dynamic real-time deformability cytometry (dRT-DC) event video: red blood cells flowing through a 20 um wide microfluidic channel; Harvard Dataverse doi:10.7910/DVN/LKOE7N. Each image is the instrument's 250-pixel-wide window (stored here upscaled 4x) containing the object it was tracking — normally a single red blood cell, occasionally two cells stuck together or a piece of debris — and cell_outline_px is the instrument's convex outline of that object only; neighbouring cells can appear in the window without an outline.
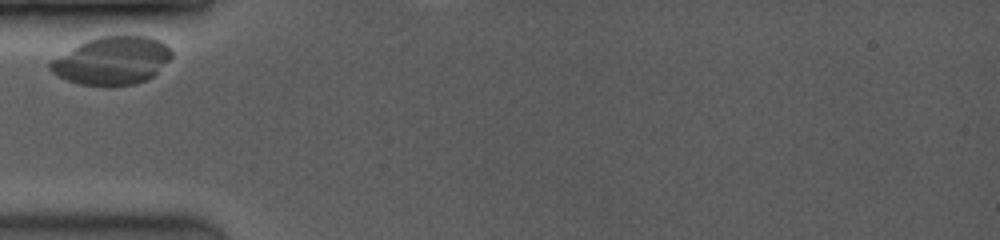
{"species": "common noctule bat (a hibernating species)", "species_latin": "Nyctalus noctula", "temperature_condition": "room temperature", "stored_images_in_passage": 3, "camera_frame_rate_fps": 3500, "um_per_image_px": 0.085, "animal": {"sex": "female", "body_mass_g": 19.0, "forearm_length_mm": 53.3}, "frame": {"image": 1, "passage_image": 1, "time_ms": 0.0, "image_size_px": [1000, 240], "cell_outline_px": [[172, 56], [152, 76], [144, 80], [132, 84], [80, 84], [68, 80], [52, 72], [48, 68], [48, 60], [88, 40], [100, 36], [148, 36], [160, 40], [172, 52]], "centroid_in_image_um": [9.49, 5.13], "position_along_channel_um": 75.5, "area_um2": 33.12}}